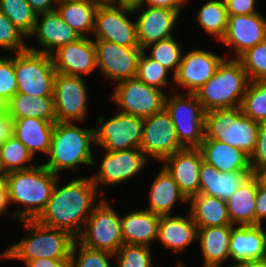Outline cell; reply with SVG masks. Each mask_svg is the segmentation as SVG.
I'll list each match as a JSON object with an SVG mask.
<instances>
[{
    "label": "cell",
    "mask_w": 266,
    "mask_h": 267,
    "mask_svg": "<svg viewBox=\"0 0 266 267\" xmlns=\"http://www.w3.org/2000/svg\"><path fill=\"white\" fill-rule=\"evenodd\" d=\"M8 113V101L0 96V115Z\"/></svg>",
    "instance_id": "6f0895ef"
},
{
    "label": "cell",
    "mask_w": 266,
    "mask_h": 267,
    "mask_svg": "<svg viewBox=\"0 0 266 267\" xmlns=\"http://www.w3.org/2000/svg\"><path fill=\"white\" fill-rule=\"evenodd\" d=\"M228 15H246L258 13L256 0H224Z\"/></svg>",
    "instance_id": "7dc6e473"
},
{
    "label": "cell",
    "mask_w": 266,
    "mask_h": 267,
    "mask_svg": "<svg viewBox=\"0 0 266 267\" xmlns=\"http://www.w3.org/2000/svg\"><path fill=\"white\" fill-rule=\"evenodd\" d=\"M111 96L122 109L120 112L143 119L162 111L166 98L162 90L147 85L137 77L117 82Z\"/></svg>",
    "instance_id": "8fae6325"
},
{
    "label": "cell",
    "mask_w": 266,
    "mask_h": 267,
    "mask_svg": "<svg viewBox=\"0 0 266 267\" xmlns=\"http://www.w3.org/2000/svg\"><path fill=\"white\" fill-rule=\"evenodd\" d=\"M139 0H111L110 2L116 3V4H128V5H134Z\"/></svg>",
    "instance_id": "680465c9"
},
{
    "label": "cell",
    "mask_w": 266,
    "mask_h": 267,
    "mask_svg": "<svg viewBox=\"0 0 266 267\" xmlns=\"http://www.w3.org/2000/svg\"><path fill=\"white\" fill-rule=\"evenodd\" d=\"M100 0H73L57 4L56 10L61 19L81 37L93 33L95 14Z\"/></svg>",
    "instance_id": "d6a6232c"
},
{
    "label": "cell",
    "mask_w": 266,
    "mask_h": 267,
    "mask_svg": "<svg viewBox=\"0 0 266 267\" xmlns=\"http://www.w3.org/2000/svg\"><path fill=\"white\" fill-rule=\"evenodd\" d=\"M189 213L197 227L232 225L226 201L205 194H196L189 198Z\"/></svg>",
    "instance_id": "1f68e13d"
},
{
    "label": "cell",
    "mask_w": 266,
    "mask_h": 267,
    "mask_svg": "<svg viewBox=\"0 0 266 267\" xmlns=\"http://www.w3.org/2000/svg\"><path fill=\"white\" fill-rule=\"evenodd\" d=\"M130 13H133L132 5L100 2L95 14V40L139 47L136 21H130L126 15Z\"/></svg>",
    "instance_id": "30bf717a"
},
{
    "label": "cell",
    "mask_w": 266,
    "mask_h": 267,
    "mask_svg": "<svg viewBox=\"0 0 266 267\" xmlns=\"http://www.w3.org/2000/svg\"><path fill=\"white\" fill-rule=\"evenodd\" d=\"M58 182L57 179L45 209L36 220L47 227L68 231L77 238L100 192L91 177L75 178L62 187Z\"/></svg>",
    "instance_id": "6da1fadb"
},
{
    "label": "cell",
    "mask_w": 266,
    "mask_h": 267,
    "mask_svg": "<svg viewBox=\"0 0 266 267\" xmlns=\"http://www.w3.org/2000/svg\"><path fill=\"white\" fill-rule=\"evenodd\" d=\"M200 26L218 40L224 37L228 27V14L224 0H209L197 13Z\"/></svg>",
    "instance_id": "e575fe53"
},
{
    "label": "cell",
    "mask_w": 266,
    "mask_h": 267,
    "mask_svg": "<svg viewBox=\"0 0 266 267\" xmlns=\"http://www.w3.org/2000/svg\"><path fill=\"white\" fill-rule=\"evenodd\" d=\"M91 143L95 144L94 128L82 129L72 122H55L48 152L43 165L56 175L63 169H77L78 164L94 165Z\"/></svg>",
    "instance_id": "277c9868"
},
{
    "label": "cell",
    "mask_w": 266,
    "mask_h": 267,
    "mask_svg": "<svg viewBox=\"0 0 266 267\" xmlns=\"http://www.w3.org/2000/svg\"><path fill=\"white\" fill-rule=\"evenodd\" d=\"M17 93L37 96H53L57 74L51 55L31 51L18 52L14 56Z\"/></svg>",
    "instance_id": "ba28073f"
},
{
    "label": "cell",
    "mask_w": 266,
    "mask_h": 267,
    "mask_svg": "<svg viewBox=\"0 0 266 267\" xmlns=\"http://www.w3.org/2000/svg\"><path fill=\"white\" fill-rule=\"evenodd\" d=\"M58 176L43 164L7 173L5 182L9 204L13 202L25 206L13 215L20 220L36 219L45 209Z\"/></svg>",
    "instance_id": "7a4b0ae2"
},
{
    "label": "cell",
    "mask_w": 266,
    "mask_h": 267,
    "mask_svg": "<svg viewBox=\"0 0 266 267\" xmlns=\"http://www.w3.org/2000/svg\"><path fill=\"white\" fill-rule=\"evenodd\" d=\"M132 7L134 13L138 10L143 11L135 20L137 39L142 50L150 44L172 37L181 10L148 6L147 9H143V5H132Z\"/></svg>",
    "instance_id": "ac0fdd59"
},
{
    "label": "cell",
    "mask_w": 266,
    "mask_h": 267,
    "mask_svg": "<svg viewBox=\"0 0 266 267\" xmlns=\"http://www.w3.org/2000/svg\"><path fill=\"white\" fill-rule=\"evenodd\" d=\"M149 47H152L149 57L159 62L169 71L173 69V75H175L183 56L181 44L172 36L146 46L144 51L146 52Z\"/></svg>",
    "instance_id": "f35d334b"
},
{
    "label": "cell",
    "mask_w": 266,
    "mask_h": 267,
    "mask_svg": "<svg viewBox=\"0 0 266 267\" xmlns=\"http://www.w3.org/2000/svg\"><path fill=\"white\" fill-rule=\"evenodd\" d=\"M26 228V237L0 254L1 258L19 259L26 265L38 258L70 260L76 238L68 231L47 227L36 219L20 220Z\"/></svg>",
    "instance_id": "3957f363"
},
{
    "label": "cell",
    "mask_w": 266,
    "mask_h": 267,
    "mask_svg": "<svg viewBox=\"0 0 266 267\" xmlns=\"http://www.w3.org/2000/svg\"><path fill=\"white\" fill-rule=\"evenodd\" d=\"M54 125V122L39 118L14 119V137L28 148L33 157L36 151L48 154Z\"/></svg>",
    "instance_id": "f1b7e54d"
},
{
    "label": "cell",
    "mask_w": 266,
    "mask_h": 267,
    "mask_svg": "<svg viewBox=\"0 0 266 267\" xmlns=\"http://www.w3.org/2000/svg\"><path fill=\"white\" fill-rule=\"evenodd\" d=\"M0 157L4 170L7 173L26 170L36 166L28 164L34 158L28 148L14 136L0 146Z\"/></svg>",
    "instance_id": "74e56055"
},
{
    "label": "cell",
    "mask_w": 266,
    "mask_h": 267,
    "mask_svg": "<svg viewBox=\"0 0 266 267\" xmlns=\"http://www.w3.org/2000/svg\"><path fill=\"white\" fill-rule=\"evenodd\" d=\"M255 175L258 177L259 182L266 187V168L259 170Z\"/></svg>",
    "instance_id": "9f6ffc18"
},
{
    "label": "cell",
    "mask_w": 266,
    "mask_h": 267,
    "mask_svg": "<svg viewBox=\"0 0 266 267\" xmlns=\"http://www.w3.org/2000/svg\"><path fill=\"white\" fill-rule=\"evenodd\" d=\"M8 113L13 119L31 117L56 122L53 96L16 93L8 102Z\"/></svg>",
    "instance_id": "836d02e7"
},
{
    "label": "cell",
    "mask_w": 266,
    "mask_h": 267,
    "mask_svg": "<svg viewBox=\"0 0 266 267\" xmlns=\"http://www.w3.org/2000/svg\"><path fill=\"white\" fill-rule=\"evenodd\" d=\"M76 251H79V255ZM113 255L107 251L86 247L75 240L70 254V267H111L107 259Z\"/></svg>",
    "instance_id": "b9f144b4"
},
{
    "label": "cell",
    "mask_w": 266,
    "mask_h": 267,
    "mask_svg": "<svg viewBox=\"0 0 266 267\" xmlns=\"http://www.w3.org/2000/svg\"><path fill=\"white\" fill-rule=\"evenodd\" d=\"M188 215V217L160 216L157 239L175 254L182 252L185 247L197 240V225L191 214Z\"/></svg>",
    "instance_id": "484cf974"
},
{
    "label": "cell",
    "mask_w": 266,
    "mask_h": 267,
    "mask_svg": "<svg viewBox=\"0 0 266 267\" xmlns=\"http://www.w3.org/2000/svg\"><path fill=\"white\" fill-rule=\"evenodd\" d=\"M27 37L0 11V47L22 52L28 49L24 40Z\"/></svg>",
    "instance_id": "ee69618b"
},
{
    "label": "cell",
    "mask_w": 266,
    "mask_h": 267,
    "mask_svg": "<svg viewBox=\"0 0 266 267\" xmlns=\"http://www.w3.org/2000/svg\"><path fill=\"white\" fill-rule=\"evenodd\" d=\"M250 166L253 174L266 168V122L259 123L256 148L250 157Z\"/></svg>",
    "instance_id": "bcb514c9"
},
{
    "label": "cell",
    "mask_w": 266,
    "mask_h": 267,
    "mask_svg": "<svg viewBox=\"0 0 266 267\" xmlns=\"http://www.w3.org/2000/svg\"><path fill=\"white\" fill-rule=\"evenodd\" d=\"M41 16V21L39 17ZM37 37L38 43L43 46L42 49L29 47L35 52H41L52 55L59 47L77 41L81 36L75 32L67 23H65L57 10L37 15L35 28L31 36Z\"/></svg>",
    "instance_id": "7402d4cb"
},
{
    "label": "cell",
    "mask_w": 266,
    "mask_h": 267,
    "mask_svg": "<svg viewBox=\"0 0 266 267\" xmlns=\"http://www.w3.org/2000/svg\"><path fill=\"white\" fill-rule=\"evenodd\" d=\"M203 161L220 172L252 171L250 157L241 149L214 139L204 138L200 146Z\"/></svg>",
    "instance_id": "d4e9b609"
},
{
    "label": "cell",
    "mask_w": 266,
    "mask_h": 267,
    "mask_svg": "<svg viewBox=\"0 0 266 267\" xmlns=\"http://www.w3.org/2000/svg\"><path fill=\"white\" fill-rule=\"evenodd\" d=\"M143 121L120 111L107 121L100 117V127L94 128L95 143L107 151L140 148Z\"/></svg>",
    "instance_id": "7c38bea8"
},
{
    "label": "cell",
    "mask_w": 266,
    "mask_h": 267,
    "mask_svg": "<svg viewBox=\"0 0 266 267\" xmlns=\"http://www.w3.org/2000/svg\"><path fill=\"white\" fill-rule=\"evenodd\" d=\"M6 176H7V172L4 170L1 157H0V181L5 180Z\"/></svg>",
    "instance_id": "91938a15"
},
{
    "label": "cell",
    "mask_w": 266,
    "mask_h": 267,
    "mask_svg": "<svg viewBox=\"0 0 266 267\" xmlns=\"http://www.w3.org/2000/svg\"><path fill=\"white\" fill-rule=\"evenodd\" d=\"M178 200L185 203L189 201L173 177L162 167L152 183L149 194L150 206L146 210L160 216L171 215L172 207Z\"/></svg>",
    "instance_id": "f546056e"
},
{
    "label": "cell",
    "mask_w": 266,
    "mask_h": 267,
    "mask_svg": "<svg viewBox=\"0 0 266 267\" xmlns=\"http://www.w3.org/2000/svg\"><path fill=\"white\" fill-rule=\"evenodd\" d=\"M234 226L197 227V240L200 241L204 267H221V264L230 257L229 243Z\"/></svg>",
    "instance_id": "83f0119b"
},
{
    "label": "cell",
    "mask_w": 266,
    "mask_h": 267,
    "mask_svg": "<svg viewBox=\"0 0 266 267\" xmlns=\"http://www.w3.org/2000/svg\"><path fill=\"white\" fill-rule=\"evenodd\" d=\"M241 109L253 121L266 122V80L249 81Z\"/></svg>",
    "instance_id": "8d00e7d4"
},
{
    "label": "cell",
    "mask_w": 266,
    "mask_h": 267,
    "mask_svg": "<svg viewBox=\"0 0 266 267\" xmlns=\"http://www.w3.org/2000/svg\"><path fill=\"white\" fill-rule=\"evenodd\" d=\"M26 267H70V260H54L50 258H38L31 260Z\"/></svg>",
    "instance_id": "816d5d0a"
},
{
    "label": "cell",
    "mask_w": 266,
    "mask_h": 267,
    "mask_svg": "<svg viewBox=\"0 0 266 267\" xmlns=\"http://www.w3.org/2000/svg\"><path fill=\"white\" fill-rule=\"evenodd\" d=\"M57 1V4L58 3H61V2H65V1H73V0H56Z\"/></svg>",
    "instance_id": "94428289"
},
{
    "label": "cell",
    "mask_w": 266,
    "mask_h": 267,
    "mask_svg": "<svg viewBox=\"0 0 266 267\" xmlns=\"http://www.w3.org/2000/svg\"><path fill=\"white\" fill-rule=\"evenodd\" d=\"M51 57L56 72L64 75L82 77L97 68L94 40L88 37L59 47Z\"/></svg>",
    "instance_id": "d6986e66"
},
{
    "label": "cell",
    "mask_w": 266,
    "mask_h": 267,
    "mask_svg": "<svg viewBox=\"0 0 266 267\" xmlns=\"http://www.w3.org/2000/svg\"><path fill=\"white\" fill-rule=\"evenodd\" d=\"M147 163V156L140 148L107 151L100 169L91 176L93 183L100 192L99 183L114 185L131 179L138 174Z\"/></svg>",
    "instance_id": "2e32d148"
},
{
    "label": "cell",
    "mask_w": 266,
    "mask_h": 267,
    "mask_svg": "<svg viewBox=\"0 0 266 267\" xmlns=\"http://www.w3.org/2000/svg\"><path fill=\"white\" fill-rule=\"evenodd\" d=\"M238 60L250 81L266 80V38L248 49Z\"/></svg>",
    "instance_id": "ab89813d"
},
{
    "label": "cell",
    "mask_w": 266,
    "mask_h": 267,
    "mask_svg": "<svg viewBox=\"0 0 266 267\" xmlns=\"http://www.w3.org/2000/svg\"><path fill=\"white\" fill-rule=\"evenodd\" d=\"M53 98L57 122L86 121L87 87L82 77L57 73Z\"/></svg>",
    "instance_id": "9a60e30c"
},
{
    "label": "cell",
    "mask_w": 266,
    "mask_h": 267,
    "mask_svg": "<svg viewBox=\"0 0 266 267\" xmlns=\"http://www.w3.org/2000/svg\"><path fill=\"white\" fill-rule=\"evenodd\" d=\"M266 38V19L258 12L228 15V27L222 43L233 46L236 59Z\"/></svg>",
    "instance_id": "ffe728a7"
},
{
    "label": "cell",
    "mask_w": 266,
    "mask_h": 267,
    "mask_svg": "<svg viewBox=\"0 0 266 267\" xmlns=\"http://www.w3.org/2000/svg\"><path fill=\"white\" fill-rule=\"evenodd\" d=\"M176 267H186V266H184L181 262H179Z\"/></svg>",
    "instance_id": "6125c7cd"
},
{
    "label": "cell",
    "mask_w": 266,
    "mask_h": 267,
    "mask_svg": "<svg viewBox=\"0 0 266 267\" xmlns=\"http://www.w3.org/2000/svg\"><path fill=\"white\" fill-rule=\"evenodd\" d=\"M258 189V177L252 174L226 200L232 225H256L255 198Z\"/></svg>",
    "instance_id": "4dcf8cb0"
},
{
    "label": "cell",
    "mask_w": 266,
    "mask_h": 267,
    "mask_svg": "<svg viewBox=\"0 0 266 267\" xmlns=\"http://www.w3.org/2000/svg\"><path fill=\"white\" fill-rule=\"evenodd\" d=\"M250 81L238 59H224L215 74L194 94L207 112L241 107Z\"/></svg>",
    "instance_id": "5b68a950"
},
{
    "label": "cell",
    "mask_w": 266,
    "mask_h": 267,
    "mask_svg": "<svg viewBox=\"0 0 266 267\" xmlns=\"http://www.w3.org/2000/svg\"><path fill=\"white\" fill-rule=\"evenodd\" d=\"M230 257L235 263L266 258V232L262 225H235L231 230Z\"/></svg>",
    "instance_id": "603a6c76"
},
{
    "label": "cell",
    "mask_w": 266,
    "mask_h": 267,
    "mask_svg": "<svg viewBox=\"0 0 266 267\" xmlns=\"http://www.w3.org/2000/svg\"><path fill=\"white\" fill-rule=\"evenodd\" d=\"M27 2L37 15L55 10L53 3H57L56 0H27Z\"/></svg>",
    "instance_id": "f5cc1de1"
},
{
    "label": "cell",
    "mask_w": 266,
    "mask_h": 267,
    "mask_svg": "<svg viewBox=\"0 0 266 267\" xmlns=\"http://www.w3.org/2000/svg\"><path fill=\"white\" fill-rule=\"evenodd\" d=\"M14 136V119L9 113L0 115V146Z\"/></svg>",
    "instance_id": "f907efd6"
},
{
    "label": "cell",
    "mask_w": 266,
    "mask_h": 267,
    "mask_svg": "<svg viewBox=\"0 0 266 267\" xmlns=\"http://www.w3.org/2000/svg\"><path fill=\"white\" fill-rule=\"evenodd\" d=\"M9 206L7 184L5 180L0 181V215L7 212Z\"/></svg>",
    "instance_id": "db71d44e"
},
{
    "label": "cell",
    "mask_w": 266,
    "mask_h": 267,
    "mask_svg": "<svg viewBox=\"0 0 266 267\" xmlns=\"http://www.w3.org/2000/svg\"><path fill=\"white\" fill-rule=\"evenodd\" d=\"M96 64L102 74L115 83L136 77L140 47H128L114 42L95 40Z\"/></svg>",
    "instance_id": "5bb4252c"
},
{
    "label": "cell",
    "mask_w": 266,
    "mask_h": 267,
    "mask_svg": "<svg viewBox=\"0 0 266 267\" xmlns=\"http://www.w3.org/2000/svg\"><path fill=\"white\" fill-rule=\"evenodd\" d=\"M224 59L209 51L193 49L182 56L173 81L175 80L178 86L187 88V93L194 94L215 74Z\"/></svg>",
    "instance_id": "e0dca14e"
},
{
    "label": "cell",
    "mask_w": 266,
    "mask_h": 267,
    "mask_svg": "<svg viewBox=\"0 0 266 267\" xmlns=\"http://www.w3.org/2000/svg\"><path fill=\"white\" fill-rule=\"evenodd\" d=\"M150 247L123 244L114 254L118 267H153Z\"/></svg>",
    "instance_id": "7bdbcfd3"
},
{
    "label": "cell",
    "mask_w": 266,
    "mask_h": 267,
    "mask_svg": "<svg viewBox=\"0 0 266 267\" xmlns=\"http://www.w3.org/2000/svg\"><path fill=\"white\" fill-rule=\"evenodd\" d=\"M169 70L162 66L159 62L145 55V51L141 53L138 60L136 77L149 86L161 89L170 84L168 81Z\"/></svg>",
    "instance_id": "60d3db41"
},
{
    "label": "cell",
    "mask_w": 266,
    "mask_h": 267,
    "mask_svg": "<svg viewBox=\"0 0 266 267\" xmlns=\"http://www.w3.org/2000/svg\"><path fill=\"white\" fill-rule=\"evenodd\" d=\"M256 225H262V220L266 219V187L258 179V189L255 198Z\"/></svg>",
    "instance_id": "c3c4849f"
},
{
    "label": "cell",
    "mask_w": 266,
    "mask_h": 267,
    "mask_svg": "<svg viewBox=\"0 0 266 267\" xmlns=\"http://www.w3.org/2000/svg\"><path fill=\"white\" fill-rule=\"evenodd\" d=\"M101 2H108V1H111V0H100Z\"/></svg>",
    "instance_id": "be15d7a7"
},
{
    "label": "cell",
    "mask_w": 266,
    "mask_h": 267,
    "mask_svg": "<svg viewBox=\"0 0 266 267\" xmlns=\"http://www.w3.org/2000/svg\"><path fill=\"white\" fill-rule=\"evenodd\" d=\"M99 199L76 240L86 247L116 254L124 244L120 217L106 199Z\"/></svg>",
    "instance_id": "9c48e42d"
},
{
    "label": "cell",
    "mask_w": 266,
    "mask_h": 267,
    "mask_svg": "<svg viewBox=\"0 0 266 267\" xmlns=\"http://www.w3.org/2000/svg\"><path fill=\"white\" fill-rule=\"evenodd\" d=\"M259 123L248 118L241 107L209 110L205 114V138L227 143L251 157Z\"/></svg>",
    "instance_id": "8992f818"
},
{
    "label": "cell",
    "mask_w": 266,
    "mask_h": 267,
    "mask_svg": "<svg viewBox=\"0 0 266 267\" xmlns=\"http://www.w3.org/2000/svg\"><path fill=\"white\" fill-rule=\"evenodd\" d=\"M184 149L178 141L173 122L165 109L144 118L140 150L146 155L163 161Z\"/></svg>",
    "instance_id": "4fadbf2b"
},
{
    "label": "cell",
    "mask_w": 266,
    "mask_h": 267,
    "mask_svg": "<svg viewBox=\"0 0 266 267\" xmlns=\"http://www.w3.org/2000/svg\"><path fill=\"white\" fill-rule=\"evenodd\" d=\"M159 220L160 215L146 209L132 211L123 218L120 217L124 244L151 247L150 243L158 236Z\"/></svg>",
    "instance_id": "4316f807"
},
{
    "label": "cell",
    "mask_w": 266,
    "mask_h": 267,
    "mask_svg": "<svg viewBox=\"0 0 266 267\" xmlns=\"http://www.w3.org/2000/svg\"><path fill=\"white\" fill-rule=\"evenodd\" d=\"M189 0H139L134 5H145L148 7L167 8L170 10H181L183 4Z\"/></svg>",
    "instance_id": "681fc988"
},
{
    "label": "cell",
    "mask_w": 266,
    "mask_h": 267,
    "mask_svg": "<svg viewBox=\"0 0 266 267\" xmlns=\"http://www.w3.org/2000/svg\"><path fill=\"white\" fill-rule=\"evenodd\" d=\"M202 161L203 157L198 148H184L163 160V167L188 199L199 194Z\"/></svg>",
    "instance_id": "44dd1931"
},
{
    "label": "cell",
    "mask_w": 266,
    "mask_h": 267,
    "mask_svg": "<svg viewBox=\"0 0 266 267\" xmlns=\"http://www.w3.org/2000/svg\"><path fill=\"white\" fill-rule=\"evenodd\" d=\"M252 174V171L220 172L211 164L202 161L199 194L226 201Z\"/></svg>",
    "instance_id": "cb8c5ba5"
},
{
    "label": "cell",
    "mask_w": 266,
    "mask_h": 267,
    "mask_svg": "<svg viewBox=\"0 0 266 267\" xmlns=\"http://www.w3.org/2000/svg\"><path fill=\"white\" fill-rule=\"evenodd\" d=\"M17 93L14 57H0V96L8 102Z\"/></svg>",
    "instance_id": "f6af8a7d"
},
{
    "label": "cell",
    "mask_w": 266,
    "mask_h": 267,
    "mask_svg": "<svg viewBox=\"0 0 266 267\" xmlns=\"http://www.w3.org/2000/svg\"><path fill=\"white\" fill-rule=\"evenodd\" d=\"M0 11L29 38L35 28L37 14L27 0H0Z\"/></svg>",
    "instance_id": "d590c367"
},
{
    "label": "cell",
    "mask_w": 266,
    "mask_h": 267,
    "mask_svg": "<svg viewBox=\"0 0 266 267\" xmlns=\"http://www.w3.org/2000/svg\"><path fill=\"white\" fill-rule=\"evenodd\" d=\"M175 93L165 98L164 109L176 130L178 141L184 148H198L205 138V114L195 94Z\"/></svg>",
    "instance_id": "52a82bcc"
},
{
    "label": "cell",
    "mask_w": 266,
    "mask_h": 267,
    "mask_svg": "<svg viewBox=\"0 0 266 267\" xmlns=\"http://www.w3.org/2000/svg\"><path fill=\"white\" fill-rule=\"evenodd\" d=\"M233 267H266V258L242 262Z\"/></svg>",
    "instance_id": "11a10c76"
}]
</instances>
